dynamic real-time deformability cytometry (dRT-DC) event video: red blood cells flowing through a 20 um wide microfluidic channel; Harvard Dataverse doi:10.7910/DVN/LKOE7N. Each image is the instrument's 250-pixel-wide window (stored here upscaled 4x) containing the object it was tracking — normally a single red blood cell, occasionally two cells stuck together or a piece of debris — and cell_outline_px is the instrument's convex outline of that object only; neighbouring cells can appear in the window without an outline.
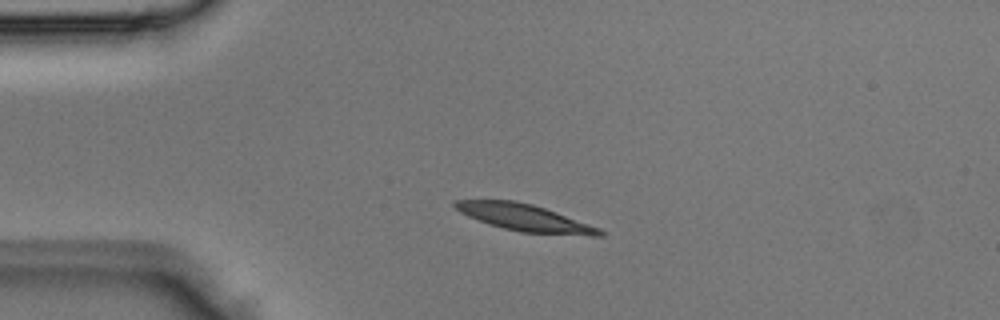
{"species": "Egyptian fruit bat (a non-hibernating species)", "species_latin": "Rousettus aegyptiacus", "temperature_condition": "room temperature", "stored_images_in_passage": 2, "camera_frame_rate_fps": 3000, "um_per_image_px": 0.085, "animal": {"sex": "male"}, "frame": {"image": 1, "passage_image": 1, "time_ms": 0.0, "image_size_px": [1000, 320], "cell_outline_px": [[604, 236], [588, 236], [520, 232], [488, 224], [468, 216], [460, 212], [452, 204], [452, 200], [516, 200], [532, 204], [544, 208], [600, 228], [604, 232]], "centroid_in_image_um": [44.59, 18.51], "position_along_channel_um": 40.4, "area_um2": 22.6}}
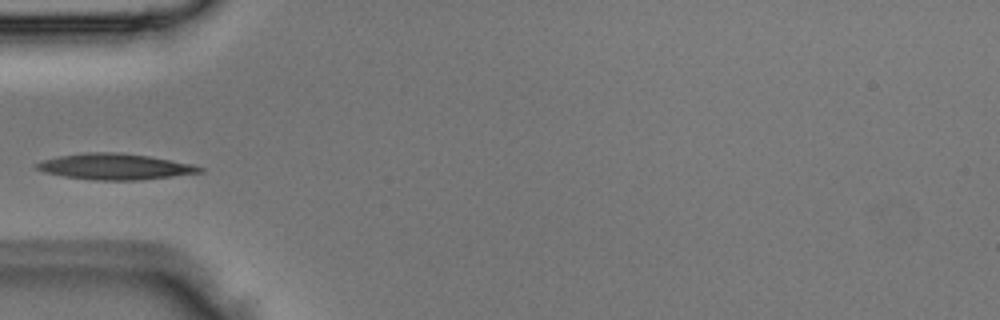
{"frame": {"image": 2, "passage_image": 2, "time_ms": 0.333, "image_size_px": [1000, 320], "cell_outline_px": [[204, 172], [140, 180], [92, 180], [64, 176], [44, 172], [36, 168], [36, 164], [44, 160], [60, 156], [88, 152], [116, 152], [148, 156], [172, 160], [192, 164], [204, 168]], "centroid_in_image_um": [9.8, 14.16], "position_along_channel_um": 75.2, "area_um2": 24.45}}